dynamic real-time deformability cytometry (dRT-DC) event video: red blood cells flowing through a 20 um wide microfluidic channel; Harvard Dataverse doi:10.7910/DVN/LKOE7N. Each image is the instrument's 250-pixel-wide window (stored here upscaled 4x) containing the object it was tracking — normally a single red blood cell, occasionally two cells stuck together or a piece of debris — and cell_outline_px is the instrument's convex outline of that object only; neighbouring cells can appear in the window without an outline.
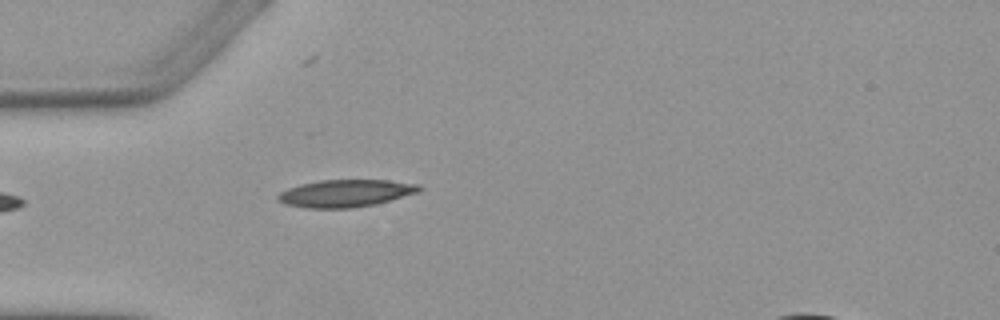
{"species": "Egyptian fruit bat (a non-hibernating species)", "species_latin": "Rousettus aegyptiacus", "temperature_condition": "warm", "stored_images_in_passage": 5, "camera_frame_rate_fps": 3000, "um_per_image_px": 0.085, "animal": {"sex": "female"}, "frame": {"image": 1, "passage_image": 5, "time_ms": 5.0, "image_size_px": [1000, 320], "cell_outline_px": [[424, 188], [420, 192], [376, 204], [352, 208], [304, 208], [284, 204], [276, 200], [276, 196], [280, 192], [288, 188], [300, 184], [320, 180], [388, 180], [420, 184]], "centroid_in_image_um": [29.38, 16.43], "position_along_channel_um": 55.6, "area_um2": 22.83}}